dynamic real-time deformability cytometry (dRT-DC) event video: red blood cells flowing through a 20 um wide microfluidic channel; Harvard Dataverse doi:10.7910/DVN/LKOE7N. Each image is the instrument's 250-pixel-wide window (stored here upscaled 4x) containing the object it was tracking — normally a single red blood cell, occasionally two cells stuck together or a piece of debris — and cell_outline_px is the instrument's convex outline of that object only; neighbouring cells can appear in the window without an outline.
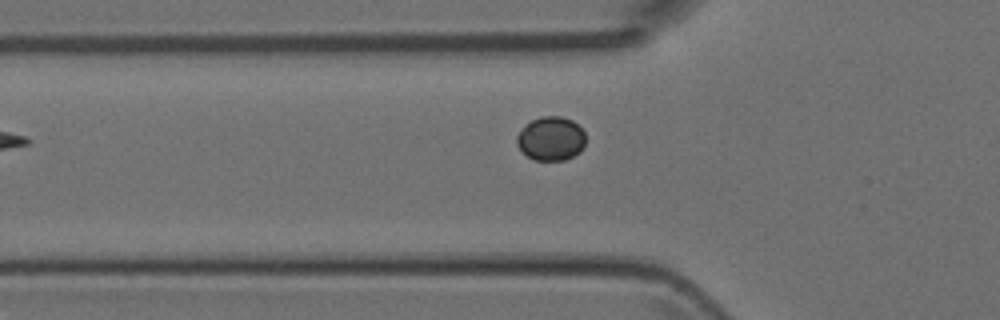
{"species": "Egyptian fruit bat (a non-hibernating species)", "species_latin": "Rousettus aegyptiacus", "temperature_condition": "room temperature", "stored_images_in_passage": 2, "camera_frame_rate_fps": 3000, "um_per_image_px": 0.085, "animal": {"sex": "female"}, "frame": {"image": 1, "passage_image": 2, "time_ms": 1.333, "image_size_px": [1000, 320], "cell_outline_px": [[584, 148], [580, 152], [564, 160], [532, 160], [516, 144], [516, 136], [532, 120], [544, 116], [560, 116], [572, 120], [584, 132]], "centroid_in_image_um": [46.84, 11.79], "position_along_channel_um": 79.0, "area_um2": 17.34}}